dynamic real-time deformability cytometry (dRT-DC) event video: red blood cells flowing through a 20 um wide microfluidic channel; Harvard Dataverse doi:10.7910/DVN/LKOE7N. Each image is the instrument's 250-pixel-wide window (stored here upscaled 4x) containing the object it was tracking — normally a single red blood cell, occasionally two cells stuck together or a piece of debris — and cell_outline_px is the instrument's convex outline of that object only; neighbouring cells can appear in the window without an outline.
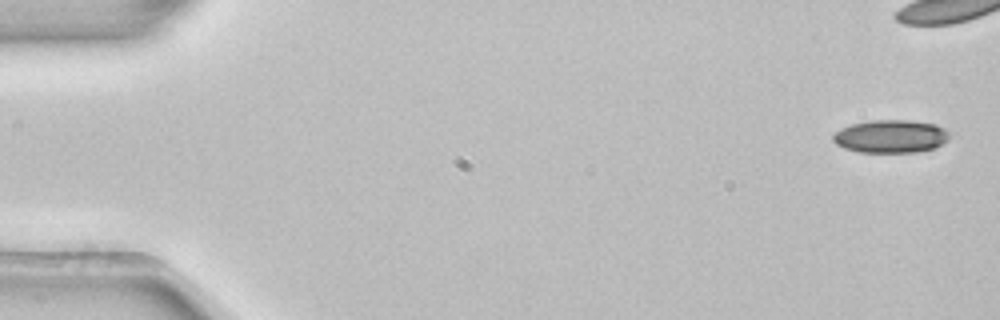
{"species": "common noctule bat (a hibernating species)", "species_latin": "Nyctalus noctula", "temperature_condition": "room temperature", "stored_images_in_passage": 5, "camera_frame_rate_fps": 3000, "um_per_image_px": 0.085, "animal": {"sex": "female", "body_mass_g": 22.7, "forearm_length_mm": 54.2}, "frame": {"image": 1, "passage_image": 1, "time_ms": 0.0, "image_size_px": [1000, 320], "cell_outline_px": [[952, 136], [948, 140], [932, 148], [916, 152], [856, 152], [844, 148], [836, 144], [832, 140], [832, 136], [840, 128], [852, 124], [872, 120], [912, 120], [936, 124], [952, 132]], "centroid_in_image_um": [75.73, 11.58], "position_along_channel_um": 9.3, "area_um2": 22.6}}
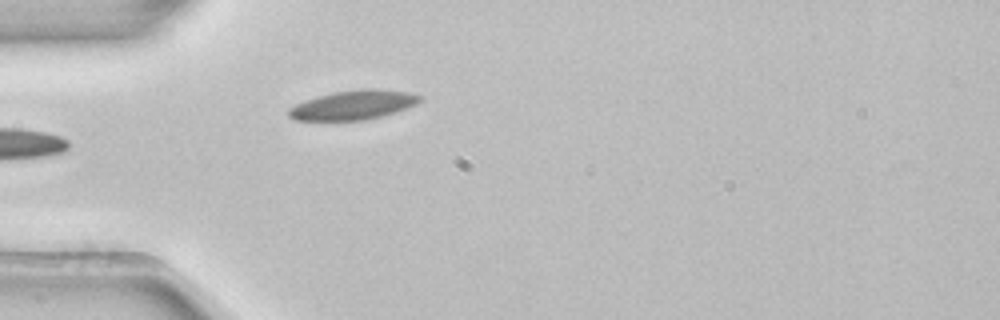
{"frame": {"image": 2, "passage_image": 5, "time_ms": 1.333, "image_size_px": [1000, 320], "cell_outline_px": [[420, 100], [416, 104], [396, 112], [384, 116], [368, 120], [292, 120], [288, 116], [288, 108], [304, 100], [316, 96], [336, 92], [364, 88], [376, 88], [408, 92], [420, 96]], "centroid_in_image_um": [30.01, 8.93], "position_along_channel_um": 55.0, "area_um2": 22.48}}